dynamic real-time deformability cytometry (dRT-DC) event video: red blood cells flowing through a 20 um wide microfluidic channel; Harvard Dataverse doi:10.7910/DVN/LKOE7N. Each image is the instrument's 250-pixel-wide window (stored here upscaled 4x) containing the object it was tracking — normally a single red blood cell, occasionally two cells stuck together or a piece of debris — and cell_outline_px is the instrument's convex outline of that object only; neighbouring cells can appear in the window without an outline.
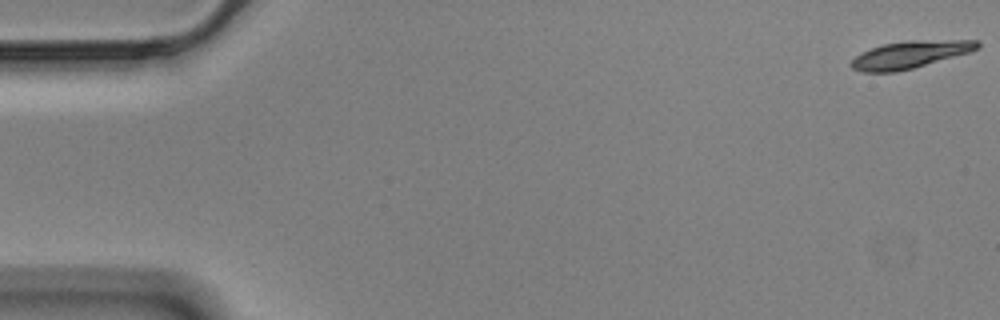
{"species": "Egyptian fruit bat (a non-hibernating species)", "species_latin": "Rousettus aegyptiacus", "temperature_condition": "cold", "stored_images_in_passage": 57, "camera_frame_rate_fps": 3000, "um_per_image_px": 0.085, "animal": {"sex": "male"}, "frame": {"image": 1, "passage_image": 1, "time_ms": 0.0, "image_size_px": [1000, 320], "cell_outline_px": [[980, 48], [972, 52], [912, 68], [896, 72], [864, 72], [852, 68], [848, 64], [860, 52], [884, 44], [904, 40], [980, 40]], "centroid_in_image_um": [77.38, 4.63], "position_along_channel_um": 7.6, "area_um2": 20.23}}
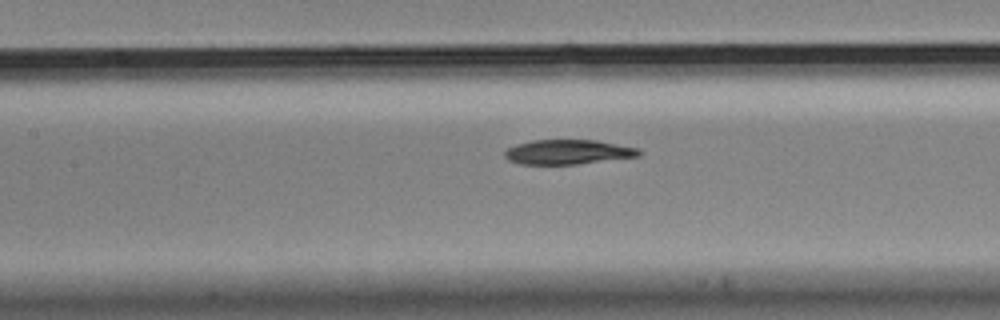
{"frame": {"image": 2, "passage_image": 26, "time_ms": 8.333, "image_size_px": [1000, 320], "cell_outline_px": [[644, 152], [640, 156], [576, 164], [520, 164], [508, 160], [504, 156], [504, 152], [508, 148], [516, 144], [532, 140], [596, 140], [640, 148]], "centroid_in_image_um": [48.3, 12.91], "position_along_channel_um": 159.1, "area_um2": 19.36}}
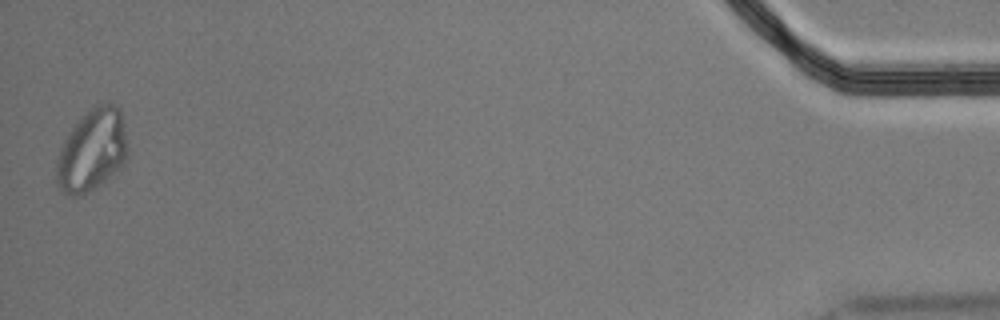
{"frame": {"image": 3, "passage_image": 57, "time_ms": 18.667, "image_size_px": [1000, 320], "cell_outline_px": [[128, 152], [124, 164], [120, 168], [104, 180], [80, 196], [72, 196], [64, 192], [56, 184], [56, 160], [60, 148], [64, 140], [72, 128], [96, 104], [116, 104], [120, 108], [124, 124], [128, 148]], "centroid_in_image_um": [7.83, 12.78], "position_along_channel_um": 427.4, "area_um2": 33.64}, "authors_computed_cell_mechanics": {"area_um2": 20.5768, "velocity_mm_per_s": 3.4782, "shape_relaxation_time_tau1_ms": 5.3677, "shape_relaxation_time_tau2_ms": 8.4935, "deformation_change_tau1": 0.1404, "deformation_change_tau2": 0.1157}}